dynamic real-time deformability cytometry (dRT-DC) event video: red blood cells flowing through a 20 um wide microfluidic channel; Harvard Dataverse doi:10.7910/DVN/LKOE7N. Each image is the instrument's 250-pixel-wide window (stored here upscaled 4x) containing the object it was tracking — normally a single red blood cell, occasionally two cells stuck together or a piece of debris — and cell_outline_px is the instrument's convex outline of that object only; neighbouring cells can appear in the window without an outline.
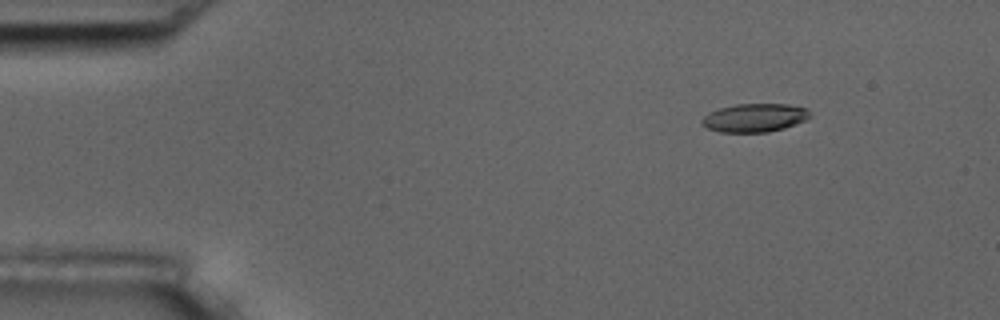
{"species": "common noctule bat (a hibernating species)", "species_latin": "Nyctalus noctula", "temperature_condition": "room temperature", "stored_images_in_passage": 5, "camera_frame_rate_fps": 3000, "um_per_image_px": 0.085, "animal": {"sex": "male", "body_mass_g": 17.5, "forearm_length_mm": 52.3}, "frame": {"image": 1, "passage_image": 3, "time_ms": 0.667, "image_size_px": [1000, 320], "cell_outline_px": [[812, 116], [808, 120], [784, 128], [768, 132], [720, 132], [708, 128], [700, 124], [700, 120], [708, 112], [720, 108], [736, 104], [788, 104], [808, 108]], "centroid_in_image_um": [64.17, 10.01], "position_along_channel_um": 20.8, "area_um2": 18.15}}